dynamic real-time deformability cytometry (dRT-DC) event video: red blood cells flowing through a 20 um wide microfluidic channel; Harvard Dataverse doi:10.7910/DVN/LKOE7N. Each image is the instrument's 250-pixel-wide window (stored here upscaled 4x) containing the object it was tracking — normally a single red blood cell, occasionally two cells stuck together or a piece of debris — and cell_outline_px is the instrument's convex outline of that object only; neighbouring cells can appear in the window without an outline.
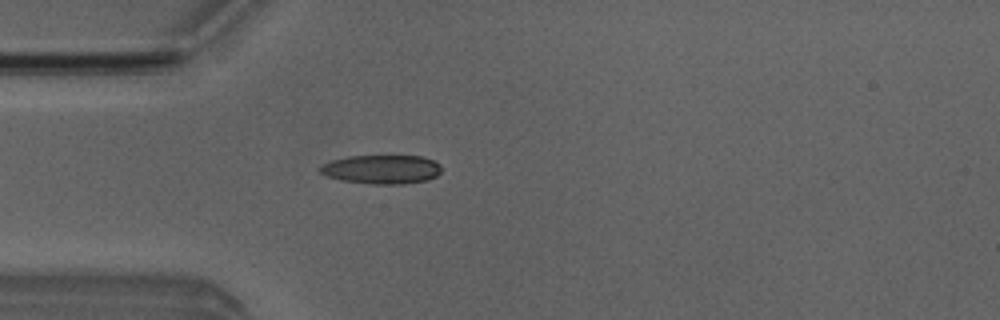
{"species": "Egyptian fruit bat (a non-hibernating species)", "species_latin": "Rousettus aegyptiacus", "temperature_condition": "room temperature", "stored_images_in_passage": 3, "camera_frame_rate_fps": 3000, "um_per_image_px": 0.085, "animal": {"sex": "male"}, "frame": {"image": 1, "passage_image": 3, "time_ms": 2.333, "image_size_px": [1000, 320], "cell_outline_px": [[440, 172], [436, 176], [428, 180], [404, 184], [372, 184], [340, 180], [328, 176], [320, 172], [320, 168], [324, 164], [332, 160], [348, 156], [424, 156], [440, 164]], "centroid_in_image_um": [32.47, 14.4], "position_along_channel_um": 52.5, "area_um2": 20.4}}